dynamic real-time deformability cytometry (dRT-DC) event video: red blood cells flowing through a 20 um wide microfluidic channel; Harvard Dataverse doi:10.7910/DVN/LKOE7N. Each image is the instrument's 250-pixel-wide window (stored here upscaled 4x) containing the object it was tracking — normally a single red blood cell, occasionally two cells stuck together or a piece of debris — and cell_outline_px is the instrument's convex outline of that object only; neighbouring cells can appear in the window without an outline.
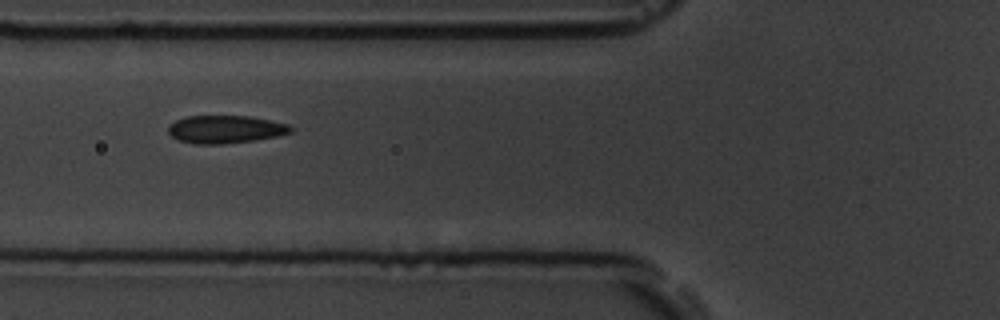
{"species": "common noctule bat (a hibernating species)", "species_latin": "Nyctalus noctula", "temperature_condition": "room temperature", "stored_images_in_passage": 5, "camera_frame_rate_fps": 3000, "um_per_image_px": 0.085, "animal": {"sex": "male", "body_mass_g": 19.5, "forearm_length_mm": 54.6}, "frame": {"image": 1, "passage_image": 2, "time_ms": 1.0, "image_size_px": [1000, 320], "cell_outline_px": [[296, 128], [292, 132], [280, 136], [256, 140], [220, 144], [196, 144], [180, 140], [172, 136], [168, 132], [168, 128], [176, 120], [184, 116], [248, 116], [288, 124]], "centroid_in_image_um": [19.21, 10.99], "position_along_channel_um": 106.6, "area_um2": 19.88}}
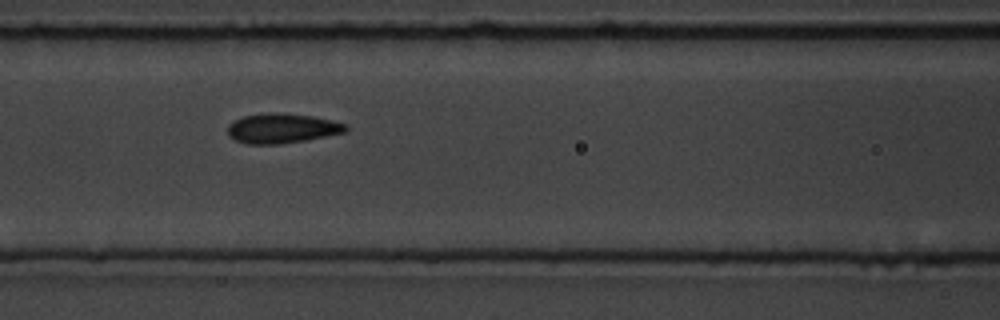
{"frame": {"image": 2, "passage_image": 3, "time_ms": 2.0, "image_size_px": [1000, 320], "cell_outline_px": [[348, 128], [344, 132], [304, 140], [276, 144], [248, 144], [236, 140], [228, 136], [228, 124], [244, 116], [312, 116], [332, 120], [348, 124]], "centroid_in_image_um": [23.99, 10.96], "position_along_channel_um": 142.6, "area_um2": 19.19}}
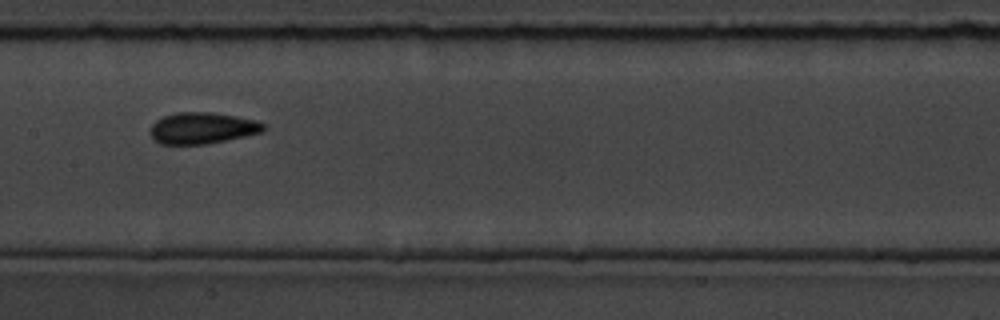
{"frame": {"image": 3, "passage_image": 4, "time_ms": 3.333, "image_size_px": [1000, 320], "cell_outline_px": [[268, 128], [264, 132], [204, 144], [160, 144], [148, 132], [152, 124], [156, 120], [164, 116], [176, 112], [212, 112], [236, 116], [256, 120], [264, 124]], "centroid_in_image_um": [17.2, 10.88], "position_along_channel_um": 190.2, "area_um2": 20.75}}